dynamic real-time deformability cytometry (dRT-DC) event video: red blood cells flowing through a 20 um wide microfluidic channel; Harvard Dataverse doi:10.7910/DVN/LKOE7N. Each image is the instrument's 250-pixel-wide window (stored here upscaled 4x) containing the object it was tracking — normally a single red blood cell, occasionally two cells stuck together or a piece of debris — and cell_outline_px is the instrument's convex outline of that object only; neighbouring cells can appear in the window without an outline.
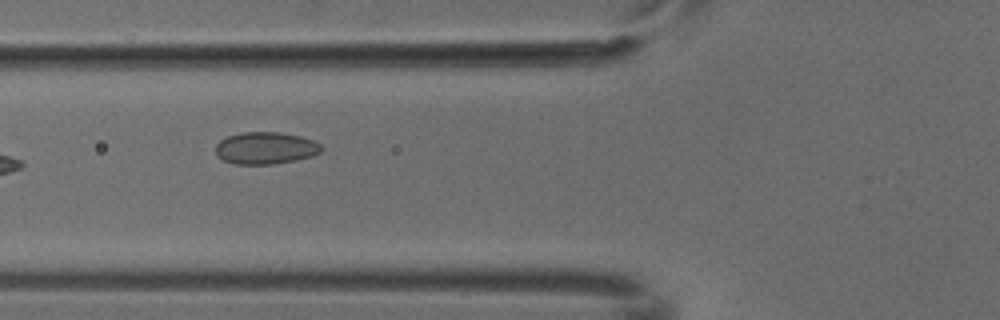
{"species": "common noctule bat (a hibernating species)", "species_latin": "Nyctalus noctula", "temperature_condition": "cold", "stored_images_in_passage": 6, "camera_frame_rate_fps": 3000, "um_per_image_px": 0.085, "animal": {"sex": "male", "body_mass_g": 18.8}, "frame": {"image": 1, "passage_image": 3, "time_ms": 0.667, "image_size_px": [1000, 320], "cell_outline_px": [[324, 148], [320, 152], [312, 156], [296, 160], [272, 164], [236, 164], [224, 160], [216, 156], [216, 144], [220, 140], [228, 136], [244, 132], [280, 132], [300, 136], [312, 140], [320, 144]], "centroid_in_image_um": [22.57, 12.58], "position_along_channel_um": 103.2, "area_um2": 19.77}}
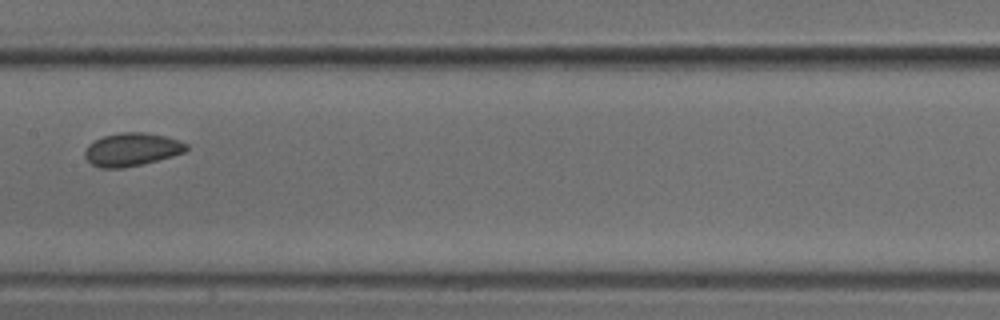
{"frame": {"image": 2, "passage_image": 5, "time_ms": 1.333, "image_size_px": [1000, 320], "cell_outline_px": [[188, 148], [184, 152], [172, 156], [124, 168], [100, 168], [92, 164], [84, 156], [84, 152], [88, 144], [104, 136], [120, 132], [144, 132], [164, 136], [188, 144]], "centroid_in_image_um": [11.17, 12.7], "position_along_channel_um": 196.2, "area_um2": 19.36}}
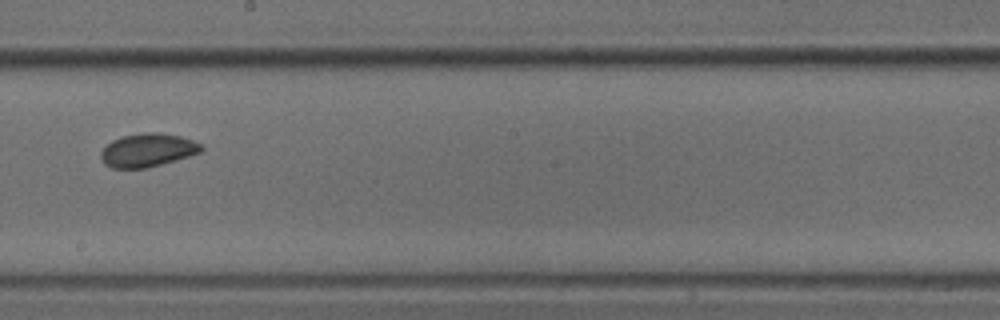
{"frame": {"image": 3, "passage_image": 6, "time_ms": 1.667, "image_size_px": [1000, 320], "cell_outline_px": [[204, 148], [200, 152], [188, 156], [148, 168], [112, 168], [104, 164], [100, 156], [100, 152], [112, 140], [124, 136], [144, 132], [160, 132], [180, 136], [192, 140], [200, 144]], "centroid_in_image_um": [12.53, 12.76], "position_along_channel_um": 235.7, "area_um2": 19.42}}